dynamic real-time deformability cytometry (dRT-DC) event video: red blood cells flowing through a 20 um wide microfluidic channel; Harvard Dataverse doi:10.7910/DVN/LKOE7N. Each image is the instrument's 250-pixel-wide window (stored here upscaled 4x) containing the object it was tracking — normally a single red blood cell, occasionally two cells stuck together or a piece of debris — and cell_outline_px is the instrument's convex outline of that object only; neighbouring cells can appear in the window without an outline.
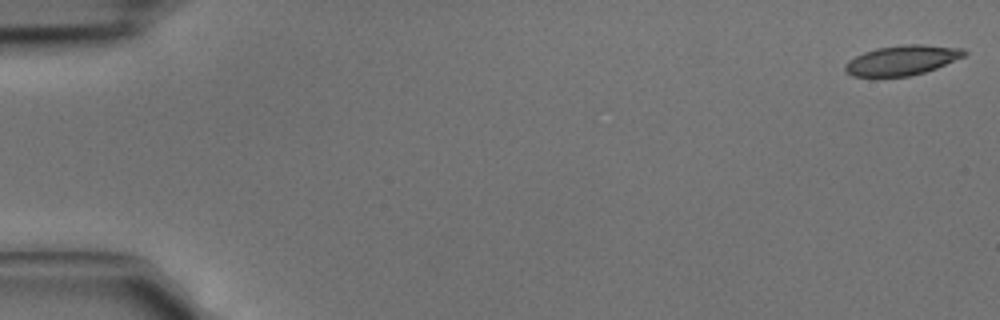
{"species": "common noctule bat (a hibernating species)", "species_latin": "Nyctalus noctula", "temperature_condition": "cold", "stored_images_in_passage": 5, "camera_frame_rate_fps": 3000, "um_per_image_px": 0.085, "animal": {"sex": "male", "body_mass_g": 15.6}, "frame": {"image": 1, "passage_image": 1, "time_ms": 0.0, "image_size_px": [1000, 320], "cell_outline_px": [[968, 52], [964, 56], [936, 68], [924, 72], [908, 76], [852, 76], [844, 72], [844, 64], [848, 60], [864, 52], [876, 48], [904, 44], [924, 44], [964, 48]], "centroid_in_image_um": [76.66, 5.11], "position_along_channel_um": 8.3, "area_um2": 20.75}}
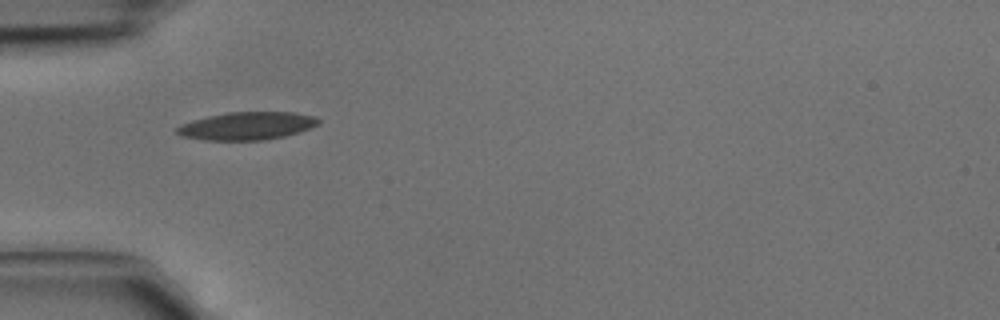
{"frame": {"image": 2, "passage_image": 4, "time_ms": 1.0, "image_size_px": [1000, 320], "cell_outline_px": [[320, 124], [300, 132], [284, 136], [264, 140], [204, 140], [180, 136], [176, 132], [176, 128], [180, 124], [192, 120], [208, 116], [228, 112], [292, 112], [316, 116], [320, 120]], "centroid_in_image_um": [21.0, 10.7], "position_along_channel_um": 64.0, "area_um2": 23.12}}